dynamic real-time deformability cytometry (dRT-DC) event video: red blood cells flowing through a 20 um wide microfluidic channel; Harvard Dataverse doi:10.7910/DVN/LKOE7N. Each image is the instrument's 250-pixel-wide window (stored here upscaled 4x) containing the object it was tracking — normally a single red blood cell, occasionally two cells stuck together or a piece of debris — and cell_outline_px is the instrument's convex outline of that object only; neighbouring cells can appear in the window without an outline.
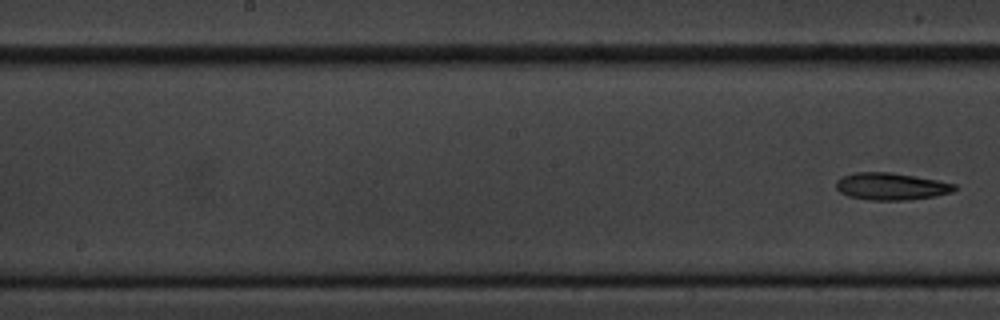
{"species": "common noctule bat (a hibernating species)", "species_latin": "Nyctalus noctula", "temperature_condition": "cold", "stored_images_in_passage": 7, "segment_of_instrument_passage": [2, 2], "camera_frame_rate_fps": 3000, "um_per_image_px": 0.085, "animal": {"sex": "male", "body_mass_g": 20.1, "forearm_length_mm": 53.5}, "frame": {"image": 1, "passage_image": 7, "time_ms": 2.0, "image_size_px": [1000, 320], "cell_outline_px": [[956, 188], [952, 192], [936, 196], [904, 200], [868, 200], [848, 196], [840, 192], [836, 188], [836, 180], [844, 176], [856, 172], [892, 172], [936, 180], [956, 184]], "centroid_in_image_um": [75.73, 15.84], "position_along_channel_um": 172.5, "area_um2": 18.67}}